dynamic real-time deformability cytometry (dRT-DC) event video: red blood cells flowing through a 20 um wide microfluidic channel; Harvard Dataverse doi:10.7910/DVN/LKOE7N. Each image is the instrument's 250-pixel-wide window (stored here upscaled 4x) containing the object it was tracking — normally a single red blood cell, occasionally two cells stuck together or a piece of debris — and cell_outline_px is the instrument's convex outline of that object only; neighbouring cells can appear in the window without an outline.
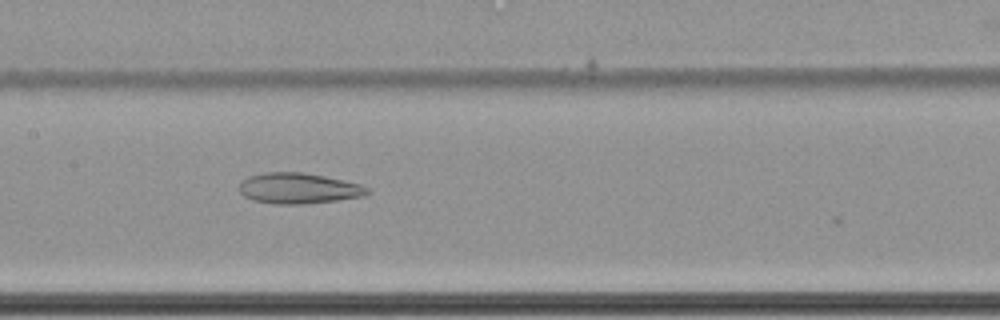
{"species": "common noctule bat (a hibernating species)", "species_latin": "Nyctalus noctula", "temperature_condition": "cold", "stored_images_in_passage": 16, "camera_frame_rate_fps": 3000, "um_per_image_px": 0.085, "animal": {"sex": "female", "body_mass_g": 22.7, "forearm_length_mm": 54.2}, "frame": {"image": 1, "passage_image": 13, "time_ms": 4.0, "image_size_px": [1000, 320], "cell_outline_px": [[372, 192], [364, 196], [336, 200], [304, 204], [272, 204], [252, 200], [244, 196], [240, 192], [240, 180], [248, 176], [264, 172], [300, 172], [324, 176], [344, 180], [360, 184], [368, 188]], "centroid_in_image_um": [25.36, 16.01], "position_along_channel_um": 182.0, "area_um2": 23.06}}